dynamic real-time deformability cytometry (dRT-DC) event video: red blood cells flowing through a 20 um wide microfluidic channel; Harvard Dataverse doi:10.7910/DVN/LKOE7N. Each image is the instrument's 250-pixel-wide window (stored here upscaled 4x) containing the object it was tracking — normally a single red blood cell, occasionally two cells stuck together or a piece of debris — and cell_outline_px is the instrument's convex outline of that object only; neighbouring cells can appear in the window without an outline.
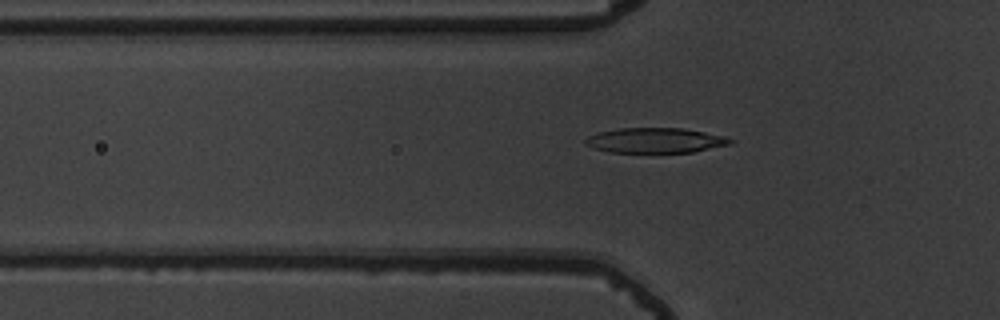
{"species": "common noctule bat (a hibernating species)", "species_latin": "Nyctalus noctula", "temperature_condition": "warm", "stored_images_in_passage": 44, "segment_of_instrument_passage": [1, 2], "camera_frame_rate_fps": 3000, "um_per_image_px": 0.085, "animal": {"sex": "male", "body_mass_g": 19.5, "forearm_length_mm": 54.6}, "frame": {"image": 1, "passage_image": 7, "time_ms": 2.0, "image_size_px": [1000, 320], "cell_outline_px": [[736, 140], [732, 144], [692, 152], [608, 152], [592, 148], [584, 144], [584, 140], [588, 136], [600, 132], [620, 128], [684, 128], [724, 136]], "centroid_in_image_um": [55.71, 11.93], "position_along_channel_um": 70.1, "area_um2": 21.21}}
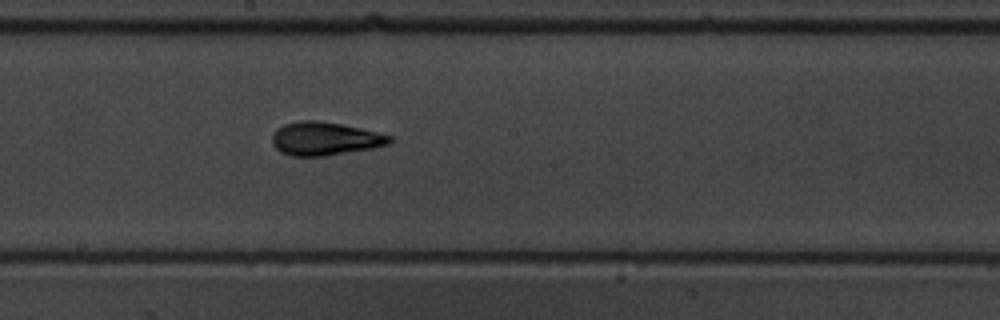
{"frame": {"image": 2, "passage_image": 19, "time_ms": 6.0, "image_size_px": [1000, 320], "cell_outline_px": [[392, 140], [388, 144], [372, 148], [324, 156], [292, 156], [280, 152], [272, 144], [272, 136], [276, 128], [284, 124], [300, 120], [320, 120], [360, 128], [392, 136]], "centroid_in_image_um": [27.57, 11.78], "position_along_channel_um": 220.6, "area_um2": 22.77}}
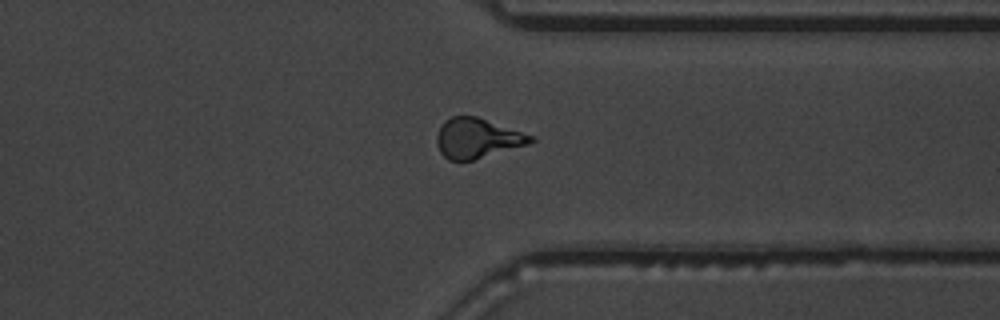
{"frame": {"image": 3, "passage_image": 31, "time_ms": 10.0, "image_size_px": [1000, 320], "cell_outline_px": [[536, 140], [528, 144], [472, 160], [448, 160], [440, 152], [436, 144], [436, 136], [444, 120], [452, 116], [476, 116], [536, 136]], "centroid_in_image_um": [40.57, 11.74], "position_along_channel_um": 370.8, "area_um2": 21.79}}